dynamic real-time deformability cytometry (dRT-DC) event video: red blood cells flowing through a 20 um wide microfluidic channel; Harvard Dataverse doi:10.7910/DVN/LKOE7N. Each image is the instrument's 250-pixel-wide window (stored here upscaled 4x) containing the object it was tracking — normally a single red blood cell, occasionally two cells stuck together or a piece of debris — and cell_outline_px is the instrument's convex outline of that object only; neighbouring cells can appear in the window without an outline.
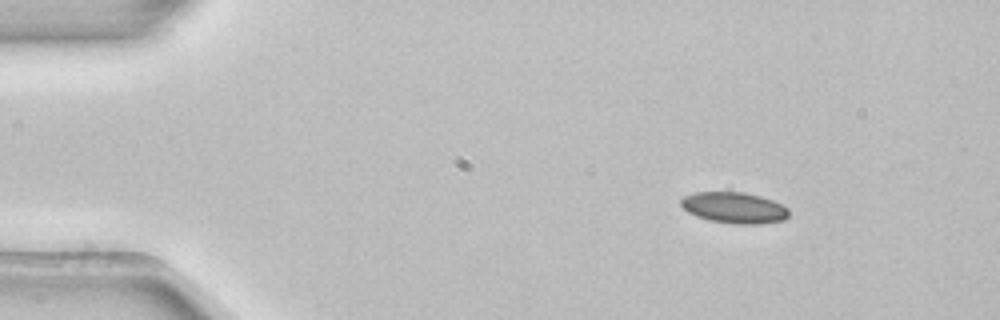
{"species": "common noctule bat (a hibernating species)", "species_latin": "Nyctalus noctula", "temperature_condition": "room temperature", "stored_images_in_passage": 4, "segment_of_instrument_passage": [1, 2], "camera_frame_rate_fps": 3000, "um_per_image_px": 0.085, "animal": {"sex": "female", "body_mass_g": 22.7, "forearm_length_mm": 54.2}, "frame": {"image": 1, "passage_image": 1, "time_ms": 0.0, "image_size_px": [1000, 320], "cell_outline_px": [[788, 216], [784, 220], [760, 224], [736, 224], [708, 220], [696, 216], [688, 212], [680, 204], [680, 200], [684, 196], [696, 192], [744, 192], [760, 196], [772, 200], [788, 208]], "centroid_in_image_um": [62.4, 17.66], "position_along_channel_um": 22.6, "area_um2": 19.54}}
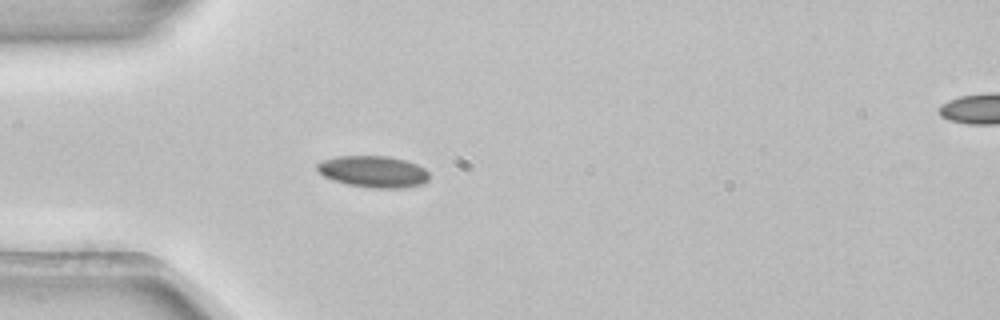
{"frame": {"image": 2, "passage_image": 3, "time_ms": 0.667, "image_size_px": [1000, 320], "cell_outline_px": [[428, 180], [424, 184], [400, 188], [372, 188], [348, 184], [332, 180], [324, 176], [316, 168], [316, 164], [320, 160], [336, 156], [388, 156], [404, 160], [416, 164], [424, 168], [428, 172]], "centroid_in_image_um": [31.71, 14.58], "position_along_channel_um": 53.3, "area_um2": 20.69}}